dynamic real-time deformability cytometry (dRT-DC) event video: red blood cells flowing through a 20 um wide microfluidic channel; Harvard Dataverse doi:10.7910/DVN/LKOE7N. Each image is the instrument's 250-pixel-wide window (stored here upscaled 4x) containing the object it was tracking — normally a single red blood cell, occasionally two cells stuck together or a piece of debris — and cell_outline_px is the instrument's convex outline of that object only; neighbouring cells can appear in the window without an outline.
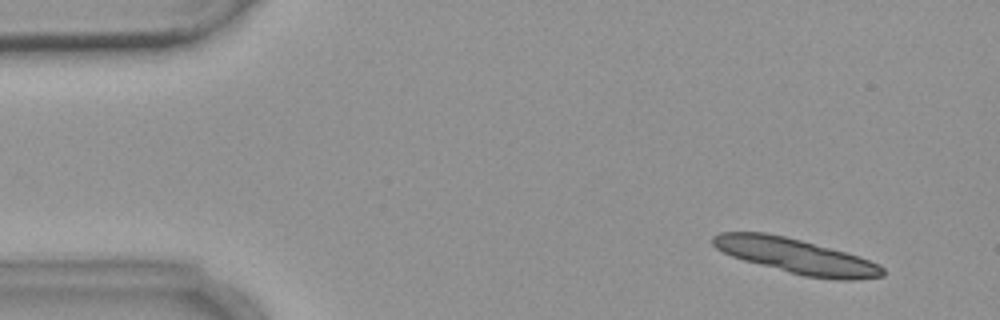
{"species": "common noctule bat (a hibernating species)", "species_latin": "Nyctalus noctula", "temperature_condition": "warm", "stored_images_in_passage": 6, "camera_frame_rate_fps": 3000, "um_per_image_px": 0.085, "animal": {"sex": "female", "body_mass_g": 18.4}, "frame": {"image": 1, "passage_image": 2, "time_ms": 1.333, "image_size_px": [1000, 320], "cell_outline_px": [[884, 276], [852, 280], [836, 280], [804, 276], [788, 272], [744, 260], [732, 256], [716, 248], [712, 244], [712, 236], [720, 232], [764, 232], [784, 236], [800, 240], [860, 256], [880, 264], [884, 268]], "centroid_in_image_um": [67.68, 21.77], "position_along_channel_um": 17.3, "area_um2": 34.39}}
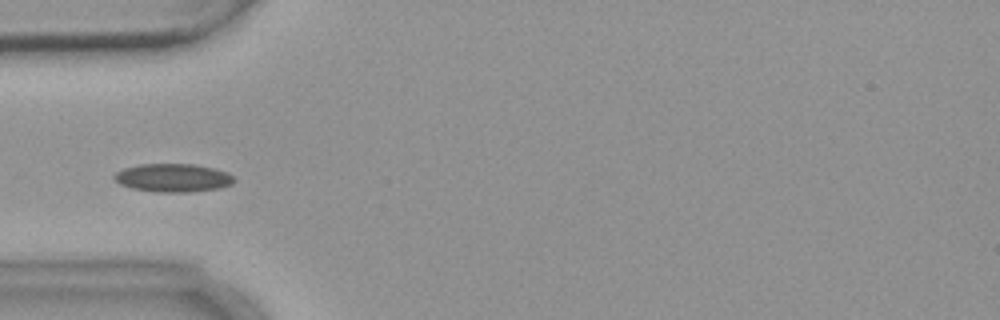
{"frame": {"image": 2, "passage_image": 5, "time_ms": 5.667, "image_size_px": [1000, 320], "cell_outline_px": [[236, 180], [232, 184], [220, 188], [188, 192], [156, 192], [132, 188], [120, 184], [112, 176], [116, 172], [124, 168], [140, 164], [196, 164], [228, 172]], "centroid_in_image_um": [14.71, 15.11], "position_along_channel_um": 70.3, "area_um2": 19.77}}